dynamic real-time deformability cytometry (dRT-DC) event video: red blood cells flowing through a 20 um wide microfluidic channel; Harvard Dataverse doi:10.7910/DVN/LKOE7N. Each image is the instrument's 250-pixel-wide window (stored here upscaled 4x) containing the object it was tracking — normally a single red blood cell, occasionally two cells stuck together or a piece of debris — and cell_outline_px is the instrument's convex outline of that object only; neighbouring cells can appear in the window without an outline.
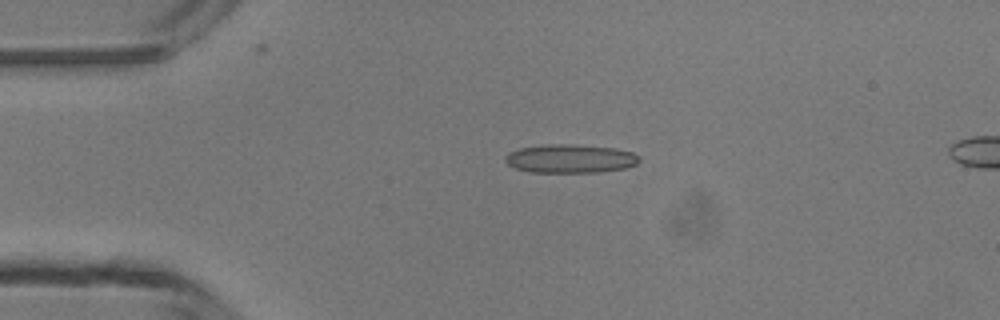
{"species": "common noctule bat (a hibernating species)", "species_latin": "Nyctalus noctula", "temperature_condition": "room temperature", "stored_images_in_passage": 5, "camera_frame_rate_fps": 3000, "um_per_image_px": 0.085, "animal": {"sex": "male", "body_mass_g": 13.3}, "frame": {"image": 1, "passage_image": 3, "time_ms": 2.333, "image_size_px": [1000, 320], "cell_outline_px": [[640, 160], [636, 164], [624, 168], [600, 172], [528, 172], [516, 168], [508, 164], [504, 160], [504, 156], [508, 152], [520, 148], [548, 144], [568, 144], [612, 148], [632, 152], [640, 156]], "centroid_in_image_um": [48.44, 13.49], "position_along_channel_um": 36.6, "area_um2": 22.25}}